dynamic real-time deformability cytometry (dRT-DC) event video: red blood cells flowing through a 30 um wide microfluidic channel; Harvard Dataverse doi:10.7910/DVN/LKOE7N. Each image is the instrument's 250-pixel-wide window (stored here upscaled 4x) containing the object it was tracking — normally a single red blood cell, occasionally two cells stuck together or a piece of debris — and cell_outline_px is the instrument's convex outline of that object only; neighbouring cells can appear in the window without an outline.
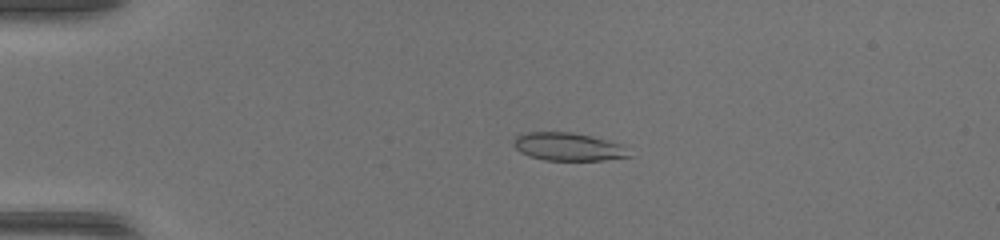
{"species": "common noctule bat (a hibernating species)", "species_latin": "Nyctalus noctula", "temperature_condition": "warm", "stored_images_in_passage": 49, "camera_frame_rate_fps": 3000, "um_per_image_px": 0.085, "animal": {"sex": "female", "body_mass_g": 17.0, "forearm_length_mm": 48.0}, "frame": {"image": 1, "passage_image": 11, "time_ms": 3.333, "image_size_px": [1000, 240], "cell_outline_px": [[632, 156], [604, 160], [544, 160], [528, 156], [520, 152], [512, 144], [512, 140], [516, 136], [528, 132], [572, 132], [592, 136], [624, 144]], "centroid_in_image_um": [48.31, 12.47], "position_along_channel_um": 36.7, "area_um2": 19.07}}
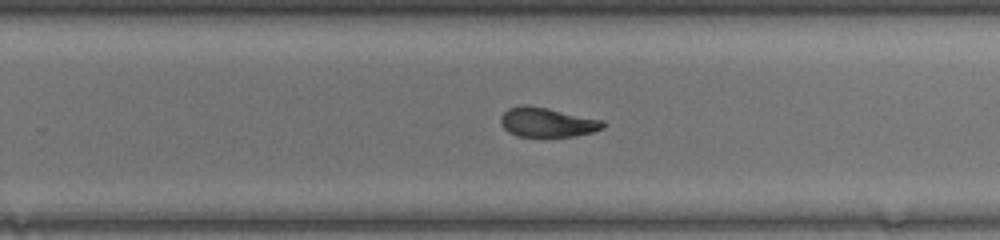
{"frame": {"image": 2, "passage_image": 32, "time_ms": 10.333, "image_size_px": [1000, 240], "cell_outline_px": [[608, 124], [604, 128], [592, 132], [576, 136], [516, 136], [508, 132], [500, 124], [500, 116], [508, 108], [524, 104], [528, 104], [548, 108], [604, 120]], "centroid_in_image_um": [46.52, 10.38], "position_along_channel_um": 283.3, "area_um2": 17.8}}
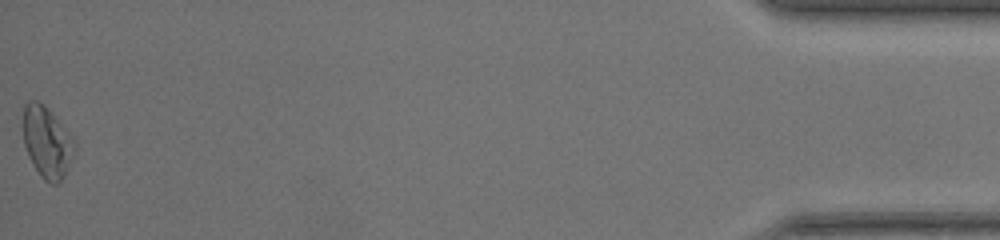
{"frame": {"image": 3, "passage_image": 49, "time_ms": 16.0, "image_size_px": [1000, 240], "cell_outline_px": [[76, 148], [64, 176], [56, 184], [52, 184], [44, 180], [40, 176], [32, 164], [28, 156], [24, 144], [20, 128], [24, 104], [28, 100], [36, 100], [44, 104], [72, 136], [76, 144]], "centroid_in_image_um": [3.94, 12.05], "position_along_channel_um": 431.3, "area_um2": 21.85}, "authors_computed_cell_mechanics": {"area_um2": 18.8428, "velocity_mm_per_s": 4.2667, "shape_relaxation_time_tau1_ms": null, "shape_relaxation_time_tau2_ms": 2.7557, "deformation_change_tau1": null, "deformation_change_tau2": 0.09}}